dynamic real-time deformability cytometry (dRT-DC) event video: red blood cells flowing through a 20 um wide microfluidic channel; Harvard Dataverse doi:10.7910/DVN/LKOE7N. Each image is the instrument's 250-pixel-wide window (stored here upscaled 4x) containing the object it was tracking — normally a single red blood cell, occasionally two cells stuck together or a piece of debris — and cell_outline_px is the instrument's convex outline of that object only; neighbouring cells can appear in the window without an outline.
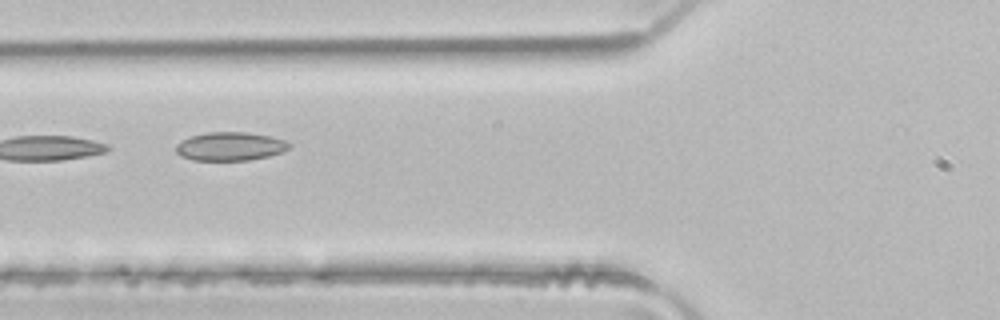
{"species": "common noctule bat (a hibernating species)", "species_latin": "Nyctalus noctula", "temperature_condition": "room temperature", "stored_images_in_passage": 5, "camera_frame_rate_fps": 3000, "um_per_image_px": 0.085, "animal": {"sex": "male", "body_mass_g": 21.5, "forearm_length_mm": 52.0}, "frame": {"image": 1, "passage_image": 4, "time_ms": 1.0, "image_size_px": [1000, 320], "cell_outline_px": [[292, 144], [288, 148], [280, 152], [268, 156], [248, 160], [192, 160], [180, 156], [176, 152], [176, 144], [180, 140], [188, 136], [208, 132], [248, 132], [268, 136], [284, 140]], "centroid_in_image_um": [19.5, 12.43], "position_along_channel_um": 106.3, "area_um2": 18.84}}
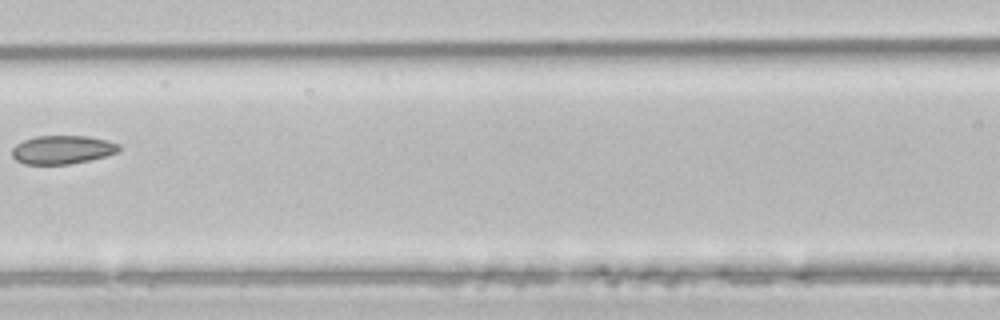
{"frame": {"image": 2, "passage_image": 5, "time_ms": 1.333, "image_size_px": [1000, 320], "cell_outline_px": [[120, 148], [116, 152], [104, 156], [88, 160], [68, 164], [24, 164], [16, 160], [12, 156], [12, 148], [16, 144], [24, 140], [36, 136], [88, 136], [108, 140], [120, 144]], "centroid_in_image_um": [5.28, 12.72], "position_along_channel_um": 161.3, "area_um2": 17.69}}